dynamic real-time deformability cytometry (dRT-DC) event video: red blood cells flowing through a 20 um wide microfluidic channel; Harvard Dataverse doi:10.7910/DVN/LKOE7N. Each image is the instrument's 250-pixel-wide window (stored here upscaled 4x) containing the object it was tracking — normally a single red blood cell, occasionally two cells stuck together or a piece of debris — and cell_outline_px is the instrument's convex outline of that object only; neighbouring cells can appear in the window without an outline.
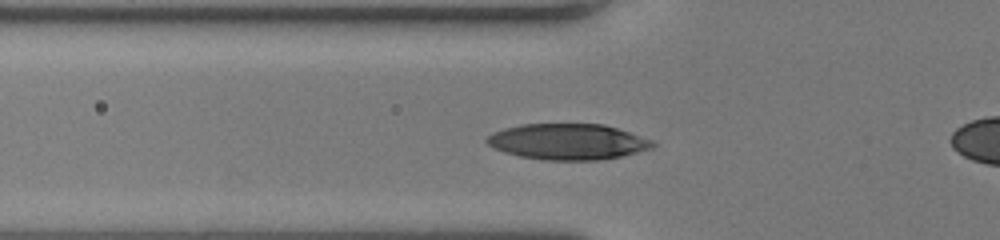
{"species": "human", "species_latin": "Homo sapiens", "temperature_condition": "room temperature", "stored_images_in_passage": 37, "camera_frame_rate_fps": 3000, "um_per_image_px": 0.085, "donor": {"sex": "female"}, "frame": {"image": 1, "passage_image": 9, "time_ms": 2.667, "image_size_px": [1000, 240], "cell_outline_px": [[656, 144], [652, 148], [620, 156], [600, 160], [544, 160], [520, 156], [504, 152], [492, 148], [484, 140], [492, 132], [504, 128], [520, 124], [604, 124], [652, 140]], "centroid_in_image_um": [48.21, 12.04], "position_along_channel_um": 77.6, "area_um2": 34.62}}
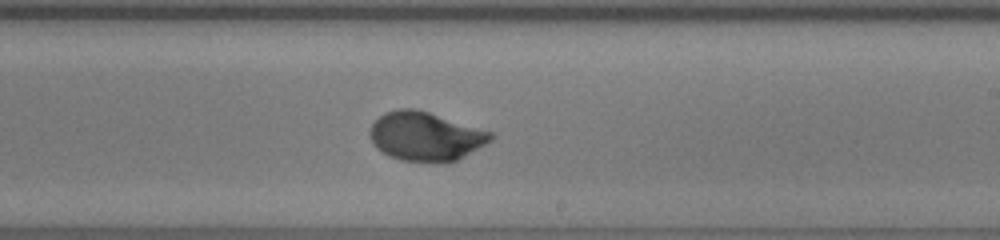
{"frame": {"image": 2, "passage_image": 22, "time_ms": 7.0, "image_size_px": [1000, 240], "cell_outline_px": [[496, 136], [492, 140], [464, 156], [448, 164], [400, 160], [388, 156], [376, 148], [372, 144], [368, 132], [372, 124], [384, 112], [396, 108], [416, 108], [492, 132]], "centroid_in_image_um": [36.14, 11.6], "position_along_channel_um": 252.9, "area_um2": 34.85}}
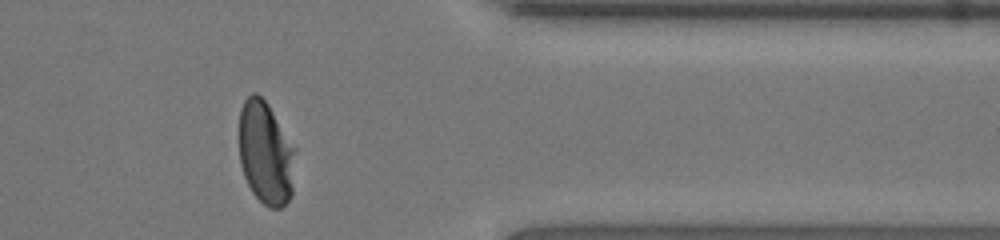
{"frame": {"image": 3, "passage_image": 33, "time_ms": 10.667, "image_size_px": [1000, 240], "cell_outline_px": [[296, 148], [292, 196], [280, 208], [268, 208], [252, 192], [244, 176], [240, 164], [240, 108], [244, 100], [252, 92], [256, 92], [268, 104]], "centroid_in_image_um": [22.6, 13.01], "position_along_channel_um": 388.8, "area_um2": 33.99}, "authors_computed_cell_mechanics": {"area_um2": 34.102, "velocity_mm_per_s": 4.0451, "shape_relaxation_time_tau1_ms": 3.6928, "shape_relaxation_time_tau2_ms": null, "deformation_change_tau1": 0.2188, "deformation_change_tau2": null}}